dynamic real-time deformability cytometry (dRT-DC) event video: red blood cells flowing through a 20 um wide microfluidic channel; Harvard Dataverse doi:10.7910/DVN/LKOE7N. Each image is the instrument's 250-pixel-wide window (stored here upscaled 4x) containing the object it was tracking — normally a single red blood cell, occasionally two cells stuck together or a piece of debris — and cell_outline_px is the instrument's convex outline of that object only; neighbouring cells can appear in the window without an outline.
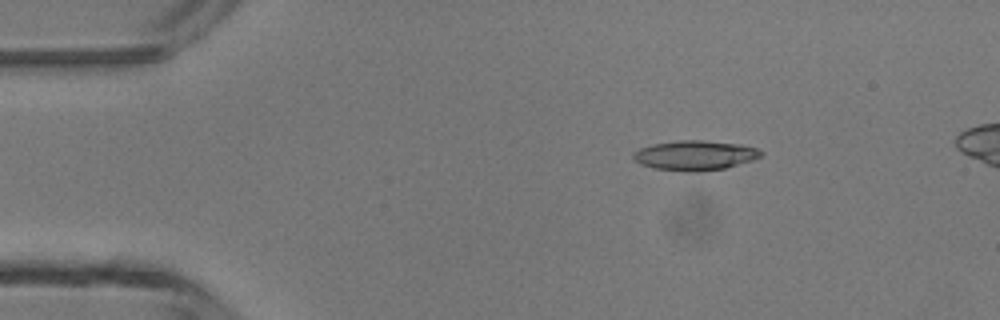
{"species": "common noctule bat (a hibernating species)", "species_latin": "Nyctalus noctula", "temperature_condition": "room temperature", "stored_images_in_passage": 5, "camera_frame_rate_fps": 3000, "um_per_image_px": 0.085, "animal": {"sex": "male", "body_mass_g": 13.3}, "frame": {"image": 1, "passage_image": 3, "time_ms": 2.333, "image_size_px": [1000, 320], "cell_outline_px": [[764, 156], [752, 160], [724, 168], [700, 172], [684, 172], [656, 168], [640, 164], [632, 156], [640, 148], [652, 144], [676, 140], [704, 140], [740, 144], [756, 148], [764, 152]], "centroid_in_image_um": [59.1, 13.2], "position_along_channel_um": 25.9, "area_um2": 22.2}}